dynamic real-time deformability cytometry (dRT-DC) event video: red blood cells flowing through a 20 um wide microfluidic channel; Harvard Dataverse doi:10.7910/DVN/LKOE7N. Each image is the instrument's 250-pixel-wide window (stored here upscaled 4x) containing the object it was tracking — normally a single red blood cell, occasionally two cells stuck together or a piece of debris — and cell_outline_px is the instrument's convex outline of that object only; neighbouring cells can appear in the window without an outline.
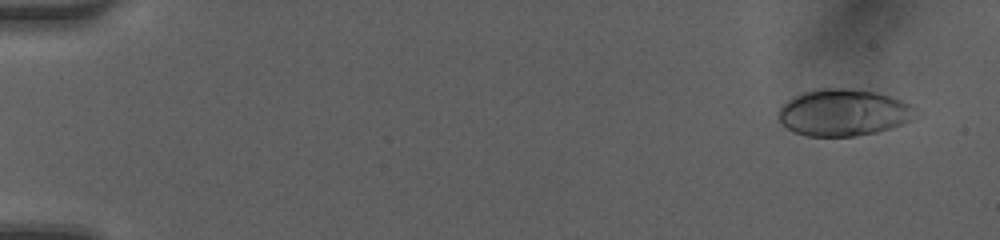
{"species": "human", "species_latin": "Homo sapiens", "temperature_condition": "room temperature", "stored_images_in_passage": 49, "camera_frame_rate_fps": 3000, "um_per_image_px": 0.085, "donor": {"sex": "female"}, "frame": {"image": 1, "passage_image": 3, "time_ms": 0.667, "image_size_px": [1000, 240], "cell_outline_px": [[916, 108], [912, 120], [904, 124], [892, 128], [876, 132], [856, 136], [808, 136], [796, 132], [788, 128], [776, 116], [776, 112], [788, 100], [804, 92], [824, 88], [852, 88], [876, 92], [900, 100]], "centroid_in_image_um": [71.7, 9.57], "position_along_channel_um": 13.3, "area_um2": 37.17}}
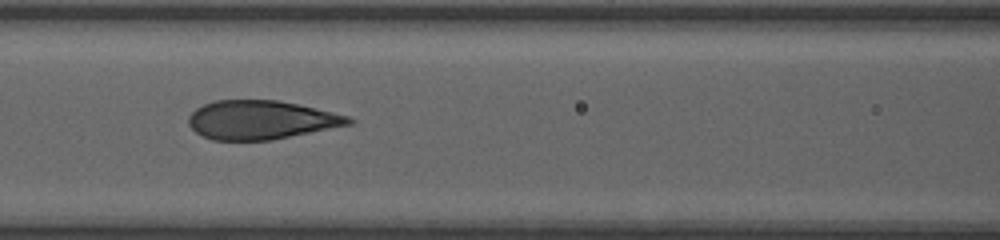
{"frame": {"image": 2, "passage_image": 23, "time_ms": 7.333, "image_size_px": [1000, 240], "cell_outline_px": [[356, 120], [352, 124], [272, 140], [212, 140], [196, 132], [188, 124], [188, 116], [196, 108], [212, 100], [276, 100], [296, 104], [332, 112], [348, 116]], "centroid_in_image_um": [22.17, 10.19], "position_along_channel_um": 144.4, "area_um2": 36.07}}
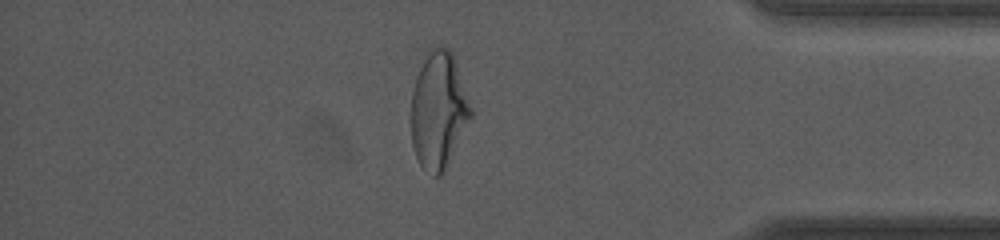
{"frame": {"image": 3, "passage_image": 43, "time_ms": 14.0, "image_size_px": [1000, 240], "cell_outline_px": [[472, 116], [444, 172], [440, 176], [432, 176], [420, 164], [412, 148], [412, 92], [416, 76], [428, 48], [440, 44], [448, 48], [452, 52], [456, 60], [472, 108]], "centroid_in_image_um": [37.28, 9.34], "position_along_channel_um": 397.9, "area_um2": 40.86}, "authors_computed_cell_mechanics": {"area_um2": 37.3388, "velocity_mm_per_s": 4.1771, "shape_relaxation_time_tau1_ms": 5.9721, "shape_relaxation_time_tau2_ms": null, "deformation_change_tau1": 0.2339, "deformation_change_tau2": null}}